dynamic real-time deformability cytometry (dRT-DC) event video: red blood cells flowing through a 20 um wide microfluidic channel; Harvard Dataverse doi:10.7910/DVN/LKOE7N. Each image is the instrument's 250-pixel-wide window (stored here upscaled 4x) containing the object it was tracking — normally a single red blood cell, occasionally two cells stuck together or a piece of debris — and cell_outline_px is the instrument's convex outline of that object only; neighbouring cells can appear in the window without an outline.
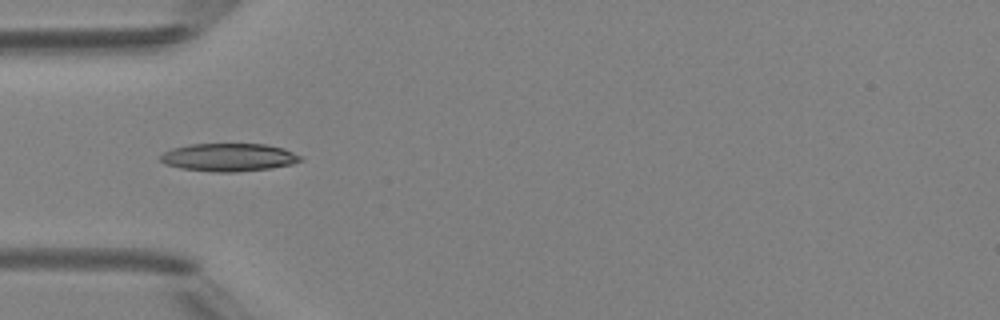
{"species": "Egyptian fruit bat (a non-hibernating species)", "species_latin": "Rousettus aegyptiacus", "temperature_condition": "room temperature", "stored_images_in_passage": 34, "camera_frame_rate_fps": 3000, "um_per_image_px": 0.085, "animal": {"sex": "female"}, "frame": {"image": 1, "passage_image": 1, "time_ms": 0.0, "image_size_px": [1000, 320], "cell_outline_px": [[304, 160], [292, 164], [272, 168], [236, 172], [212, 172], [180, 168], [164, 164], [160, 160], [160, 156], [164, 152], [172, 148], [192, 144], [264, 144], [284, 148], [304, 156]], "centroid_in_image_um": [19.49, 13.38], "position_along_channel_um": 65.5, "area_um2": 23.06}}
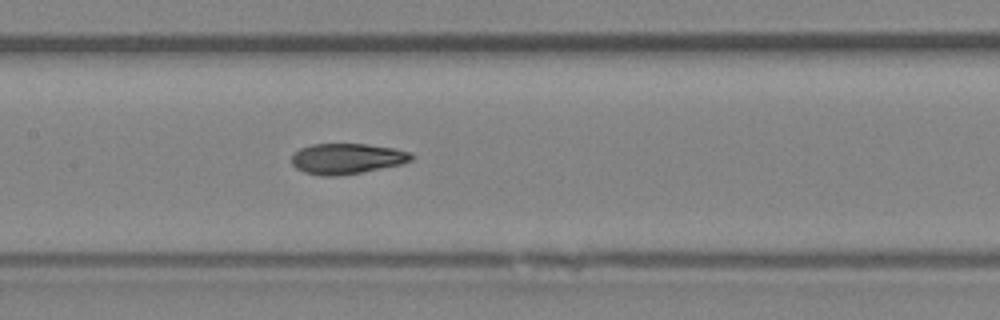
{"frame": {"image": 2, "passage_image": 9, "time_ms": 2.667, "image_size_px": [1000, 320], "cell_outline_px": [[412, 160], [400, 164], [360, 172], [336, 176], [324, 176], [304, 172], [296, 168], [292, 164], [292, 156], [300, 148], [312, 144], [364, 144], [396, 148], [412, 152]], "centroid_in_image_um": [29.48, 13.47], "position_along_channel_um": 177.9, "area_um2": 21.15}}
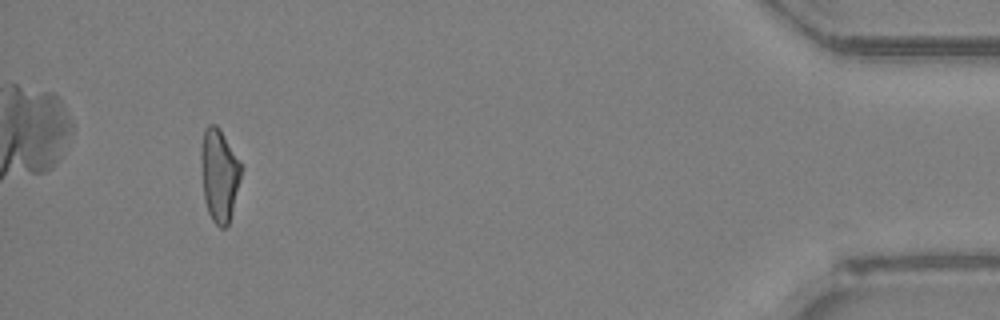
{"frame": {"image": 3, "passage_image": 31, "time_ms": 10.0, "image_size_px": [1000, 320], "cell_outline_px": [[244, 168], [232, 212], [228, 224], [224, 228], [220, 228], [212, 220], [208, 212], [204, 200], [200, 160], [200, 152], [204, 132], [208, 124], [216, 124], [220, 128]], "centroid_in_image_um": [18.65, 14.87], "position_along_channel_um": 416.6, "area_um2": 21.96}, "authors_computed_cell_mechanics": {"area_um2": 21.4727, "velocity_mm_per_s": 4.2464, "shape_relaxation_time_tau1_ms": null, "shape_relaxation_time_tau2_ms": 1.8705, "deformation_change_tau1": null, "deformation_change_tau2": 0.0769}}